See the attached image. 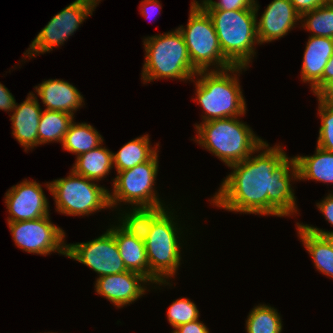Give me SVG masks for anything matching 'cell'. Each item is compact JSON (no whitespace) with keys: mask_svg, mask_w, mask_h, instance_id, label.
I'll return each mask as SVG.
<instances>
[{"mask_svg":"<svg viewBox=\"0 0 333 333\" xmlns=\"http://www.w3.org/2000/svg\"><path fill=\"white\" fill-rule=\"evenodd\" d=\"M113 167V152L102 144L76 157L72 170L94 181H101Z\"/></svg>","mask_w":333,"mask_h":333,"instance_id":"7402d4cb","label":"cell"},{"mask_svg":"<svg viewBox=\"0 0 333 333\" xmlns=\"http://www.w3.org/2000/svg\"><path fill=\"white\" fill-rule=\"evenodd\" d=\"M159 0H141L140 12L147 19L154 15H158L159 9L162 8ZM156 17V16H155Z\"/></svg>","mask_w":333,"mask_h":333,"instance_id":"d590c367","label":"cell"},{"mask_svg":"<svg viewBox=\"0 0 333 333\" xmlns=\"http://www.w3.org/2000/svg\"><path fill=\"white\" fill-rule=\"evenodd\" d=\"M101 0H75L59 13L54 15L47 25L37 34L24 52L27 58H35L39 54L50 52L53 48L62 46L69 36L83 24Z\"/></svg>","mask_w":333,"mask_h":333,"instance_id":"30bf717a","label":"cell"},{"mask_svg":"<svg viewBox=\"0 0 333 333\" xmlns=\"http://www.w3.org/2000/svg\"><path fill=\"white\" fill-rule=\"evenodd\" d=\"M172 210L174 209L168 207L154 221L148 238L144 241L148 260V280L158 286H172L170 278L177 274L182 260L183 247L180 235L183 231L176 221L178 216H175Z\"/></svg>","mask_w":333,"mask_h":333,"instance_id":"8992f818","label":"cell"},{"mask_svg":"<svg viewBox=\"0 0 333 333\" xmlns=\"http://www.w3.org/2000/svg\"><path fill=\"white\" fill-rule=\"evenodd\" d=\"M108 230L115 237L120 256L126 269L142 274L148 279V260L145 243L129 235L119 225H112Z\"/></svg>","mask_w":333,"mask_h":333,"instance_id":"d6986e66","label":"cell"},{"mask_svg":"<svg viewBox=\"0 0 333 333\" xmlns=\"http://www.w3.org/2000/svg\"><path fill=\"white\" fill-rule=\"evenodd\" d=\"M229 167L232 172L211 197L214 207L262 216L297 214L291 183L299 181L296 157L289 158L280 144L270 147L264 141L250 157Z\"/></svg>","mask_w":333,"mask_h":333,"instance_id":"6da1fadb","label":"cell"},{"mask_svg":"<svg viewBox=\"0 0 333 333\" xmlns=\"http://www.w3.org/2000/svg\"><path fill=\"white\" fill-rule=\"evenodd\" d=\"M301 16L290 0H273L257 21V35L260 45L270 43L287 35L299 25ZM298 21V22H297Z\"/></svg>","mask_w":333,"mask_h":333,"instance_id":"9a60e30c","label":"cell"},{"mask_svg":"<svg viewBox=\"0 0 333 333\" xmlns=\"http://www.w3.org/2000/svg\"><path fill=\"white\" fill-rule=\"evenodd\" d=\"M332 54L333 38L309 36L303 54L301 80L310 83L315 96L322 92V75Z\"/></svg>","mask_w":333,"mask_h":333,"instance_id":"2e32d148","label":"cell"},{"mask_svg":"<svg viewBox=\"0 0 333 333\" xmlns=\"http://www.w3.org/2000/svg\"><path fill=\"white\" fill-rule=\"evenodd\" d=\"M245 70L247 67L232 66L223 70L198 71L191 81L195 82L196 88L194 101L204 111L202 122L246 114V101L239 82L240 73Z\"/></svg>","mask_w":333,"mask_h":333,"instance_id":"7a4b0ae2","label":"cell"},{"mask_svg":"<svg viewBox=\"0 0 333 333\" xmlns=\"http://www.w3.org/2000/svg\"><path fill=\"white\" fill-rule=\"evenodd\" d=\"M34 87L36 96L41 98L47 110L62 111L74 116L77 109L85 105L80 91L63 79L45 80Z\"/></svg>","mask_w":333,"mask_h":333,"instance_id":"ac0fdd59","label":"cell"},{"mask_svg":"<svg viewBox=\"0 0 333 333\" xmlns=\"http://www.w3.org/2000/svg\"><path fill=\"white\" fill-rule=\"evenodd\" d=\"M316 207L324 215L327 222H329L333 226V193H329L326 197L322 199V201L316 203ZM303 226L309 230L310 232H313L318 235H322L324 233H329L333 231H326L325 229H319L314 226H309L308 224H303Z\"/></svg>","mask_w":333,"mask_h":333,"instance_id":"1f68e13d","label":"cell"},{"mask_svg":"<svg viewBox=\"0 0 333 333\" xmlns=\"http://www.w3.org/2000/svg\"><path fill=\"white\" fill-rule=\"evenodd\" d=\"M333 82V54L327 62L322 75V91Z\"/></svg>","mask_w":333,"mask_h":333,"instance_id":"8d00e7d4","label":"cell"},{"mask_svg":"<svg viewBox=\"0 0 333 333\" xmlns=\"http://www.w3.org/2000/svg\"><path fill=\"white\" fill-rule=\"evenodd\" d=\"M15 246L37 255L59 253L66 256V233L51 222L50 216L28 220L7 222Z\"/></svg>","mask_w":333,"mask_h":333,"instance_id":"8fae6325","label":"cell"},{"mask_svg":"<svg viewBox=\"0 0 333 333\" xmlns=\"http://www.w3.org/2000/svg\"><path fill=\"white\" fill-rule=\"evenodd\" d=\"M318 97L328 105L333 106V82L329 84Z\"/></svg>","mask_w":333,"mask_h":333,"instance_id":"74e56055","label":"cell"},{"mask_svg":"<svg viewBox=\"0 0 333 333\" xmlns=\"http://www.w3.org/2000/svg\"><path fill=\"white\" fill-rule=\"evenodd\" d=\"M199 310L196 304L188 298H179L173 301L167 310V320L173 330L182 324L199 319Z\"/></svg>","mask_w":333,"mask_h":333,"instance_id":"f1b7e54d","label":"cell"},{"mask_svg":"<svg viewBox=\"0 0 333 333\" xmlns=\"http://www.w3.org/2000/svg\"><path fill=\"white\" fill-rule=\"evenodd\" d=\"M5 204L9 217L7 222L28 221L49 214V202L42 185L36 181L23 180L5 193Z\"/></svg>","mask_w":333,"mask_h":333,"instance_id":"4fadbf2b","label":"cell"},{"mask_svg":"<svg viewBox=\"0 0 333 333\" xmlns=\"http://www.w3.org/2000/svg\"><path fill=\"white\" fill-rule=\"evenodd\" d=\"M277 309L266 304L252 308L246 320V333H281L283 324Z\"/></svg>","mask_w":333,"mask_h":333,"instance_id":"4316f807","label":"cell"},{"mask_svg":"<svg viewBox=\"0 0 333 333\" xmlns=\"http://www.w3.org/2000/svg\"><path fill=\"white\" fill-rule=\"evenodd\" d=\"M240 117L213 119L194 124V139L228 167L248 157L264 142Z\"/></svg>","mask_w":333,"mask_h":333,"instance_id":"3957f363","label":"cell"},{"mask_svg":"<svg viewBox=\"0 0 333 333\" xmlns=\"http://www.w3.org/2000/svg\"><path fill=\"white\" fill-rule=\"evenodd\" d=\"M16 106V100L12 93L3 84L0 83V110L13 112Z\"/></svg>","mask_w":333,"mask_h":333,"instance_id":"e575fe53","label":"cell"},{"mask_svg":"<svg viewBox=\"0 0 333 333\" xmlns=\"http://www.w3.org/2000/svg\"><path fill=\"white\" fill-rule=\"evenodd\" d=\"M66 257L89 267L99 274L98 277L128 271L120 256L115 237L108 229L94 240L67 244Z\"/></svg>","mask_w":333,"mask_h":333,"instance_id":"7c38bea8","label":"cell"},{"mask_svg":"<svg viewBox=\"0 0 333 333\" xmlns=\"http://www.w3.org/2000/svg\"><path fill=\"white\" fill-rule=\"evenodd\" d=\"M297 235L313 259L315 268L333 279V250L327 241L318 234L307 230L303 223H296Z\"/></svg>","mask_w":333,"mask_h":333,"instance_id":"603a6c76","label":"cell"},{"mask_svg":"<svg viewBox=\"0 0 333 333\" xmlns=\"http://www.w3.org/2000/svg\"><path fill=\"white\" fill-rule=\"evenodd\" d=\"M145 61L143 84L164 79L191 81L198 71L192 66L184 38L179 29L143 38Z\"/></svg>","mask_w":333,"mask_h":333,"instance_id":"5b68a950","label":"cell"},{"mask_svg":"<svg viewBox=\"0 0 333 333\" xmlns=\"http://www.w3.org/2000/svg\"><path fill=\"white\" fill-rule=\"evenodd\" d=\"M37 97L30 92L25 101L16 103L13 114L10 115L12 135L25 152L39 145L38 127L42 109Z\"/></svg>","mask_w":333,"mask_h":333,"instance_id":"e0dca14e","label":"cell"},{"mask_svg":"<svg viewBox=\"0 0 333 333\" xmlns=\"http://www.w3.org/2000/svg\"><path fill=\"white\" fill-rule=\"evenodd\" d=\"M76 174L72 169L69 176L46 182L55 201L58 213L70 216H89L97 211L109 209V190Z\"/></svg>","mask_w":333,"mask_h":333,"instance_id":"ba28073f","label":"cell"},{"mask_svg":"<svg viewBox=\"0 0 333 333\" xmlns=\"http://www.w3.org/2000/svg\"><path fill=\"white\" fill-rule=\"evenodd\" d=\"M178 29L197 71L223 70L233 66L222 53L210 16L196 0L191 2L186 28L181 25Z\"/></svg>","mask_w":333,"mask_h":333,"instance_id":"52a82bcc","label":"cell"},{"mask_svg":"<svg viewBox=\"0 0 333 333\" xmlns=\"http://www.w3.org/2000/svg\"><path fill=\"white\" fill-rule=\"evenodd\" d=\"M158 152L148 161L138 164L131 169L116 172L113 178V191H109L110 209L113 211L119 204H129L132 207H152L165 205L156 191L158 174ZM114 208V209H112Z\"/></svg>","mask_w":333,"mask_h":333,"instance_id":"9c48e42d","label":"cell"},{"mask_svg":"<svg viewBox=\"0 0 333 333\" xmlns=\"http://www.w3.org/2000/svg\"><path fill=\"white\" fill-rule=\"evenodd\" d=\"M318 115L321 119L317 146L333 152V106L322 101L318 96Z\"/></svg>","mask_w":333,"mask_h":333,"instance_id":"f546056e","label":"cell"},{"mask_svg":"<svg viewBox=\"0 0 333 333\" xmlns=\"http://www.w3.org/2000/svg\"><path fill=\"white\" fill-rule=\"evenodd\" d=\"M104 139L90 124L72 122L64 136L61 146L63 150L77 157L103 144Z\"/></svg>","mask_w":333,"mask_h":333,"instance_id":"d4e9b609","label":"cell"},{"mask_svg":"<svg viewBox=\"0 0 333 333\" xmlns=\"http://www.w3.org/2000/svg\"><path fill=\"white\" fill-rule=\"evenodd\" d=\"M321 236L327 241L330 248L333 250V232L324 233Z\"/></svg>","mask_w":333,"mask_h":333,"instance_id":"f35d334b","label":"cell"},{"mask_svg":"<svg viewBox=\"0 0 333 333\" xmlns=\"http://www.w3.org/2000/svg\"><path fill=\"white\" fill-rule=\"evenodd\" d=\"M204 10H244L254 9L255 0H202L196 1Z\"/></svg>","mask_w":333,"mask_h":333,"instance_id":"4dcf8cb0","label":"cell"},{"mask_svg":"<svg viewBox=\"0 0 333 333\" xmlns=\"http://www.w3.org/2000/svg\"><path fill=\"white\" fill-rule=\"evenodd\" d=\"M300 23L311 36L333 38V2L304 13Z\"/></svg>","mask_w":333,"mask_h":333,"instance_id":"83f0119b","label":"cell"},{"mask_svg":"<svg viewBox=\"0 0 333 333\" xmlns=\"http://www.w3.org/2000/svg\"><path fill=\"white\" fill-rule=\"evenodd\" d=\"M299 180H315L333 185V152L316 147L312 156H295Z\"/></svg>","mask_w":333,"mask_h":333,"instance_id":"44dd1931","label":"cell"},{"mask_svg":"<svg viewBox=\"0 0 333 333\" xmlns=\"http://www.w3.org/2000/svg\"><path fill=\"white\" fill-rule=\"evenodd\" d=\"M293 4L296 12L302 16L304 13L310 12L318 7H321L327 3L329 0H290Z\"/></svg>","mask_w":333,"mask_h":333,"instance_id":"d6a6232c","label":"cell"},{"mask_svg":"<svg viewBox=\"0 0 333 333\" xmlns=\"http://www.w3.org/2000/svg\"><path fill=\"white\" fill-rule=\"evenodd\" d=\"M260 6L255 0L254 9L205 10L210 16L224 57L233 66L249 68L259 44L257 19Z\"/></svg>","mask_w":333,"mask_h":333,"instance_id":"277c9868","label":"cell"},{"mask_svg":"<svg viewBox=\"0 0 333 333\" xmlns=\"http://www.w3.org/2000/svg\"><path fill=\"white\" fill-rule=\"evenodd\" d=\"M151 146L148 134L130 140L113 153V167L119 172L148 161L158 151L159 143Z\"/></svg>","mask_w":333,"mask_h":333,"instance_id":"cb8c5ba5","label":"cell"},{"mask_svg":"<svg viewBox=\"0 0 333 333\" xmlns=\"http://www.w3.org/2000/svg\"><path fill=\"white\" fill-rule=\"evenodd\" d=\"M74 117L62 111L43 110L38 127L39 145L49 142H59L62 144L65 134Z\"/></svg>","mask_w":333,"mask_h":333,"instance_id":"484cf974","label":"cell"},{"mask_svg":"<svg viewBox=\"0 0 333 333\" xmlns=\"http://www.w3.org/2000/svg\"><path fill=\"white\" fill-rule=\"evenodd\" d=\"M157 205L152 207H132L127 211L118 213V225L129 235L141 241L148 238L154 221L168 208V205Z\"/></svg>","mask_w":333,"mask_h":333,"instance_id":"ffe728a7","label":"cell"},{"mask_svg":"<svg viewBox=\"0 0 333 333\" xmlns=\"http://www.w3.org/2000/svg\"><path fill=\"white\" fill-rule=\"evenodd\" d=\"M94 285L98 295L108 299L114 306L123 308L145 295L148 291L145 285H151V282L142 274L125 271L97 277Z\"/></svg>","mask_w":333,"mask_h":333,"instance_id":"5bb4252c","label":"cell"},{"mask_svg":"<svg viewBox=\"0 0 333 333\" xmlns=\"http://www.w3.org/2000/svg\"><path fill=\"white\" fill-rule=\"evenodd\" d=\"M173 333H210L208 327L199 319L193 322L182 324L175 328Z\"/></svg>","mask_w":333,"mask_h":333,"instance_id":"836d02e7","label":"cell"}]
</instances>
